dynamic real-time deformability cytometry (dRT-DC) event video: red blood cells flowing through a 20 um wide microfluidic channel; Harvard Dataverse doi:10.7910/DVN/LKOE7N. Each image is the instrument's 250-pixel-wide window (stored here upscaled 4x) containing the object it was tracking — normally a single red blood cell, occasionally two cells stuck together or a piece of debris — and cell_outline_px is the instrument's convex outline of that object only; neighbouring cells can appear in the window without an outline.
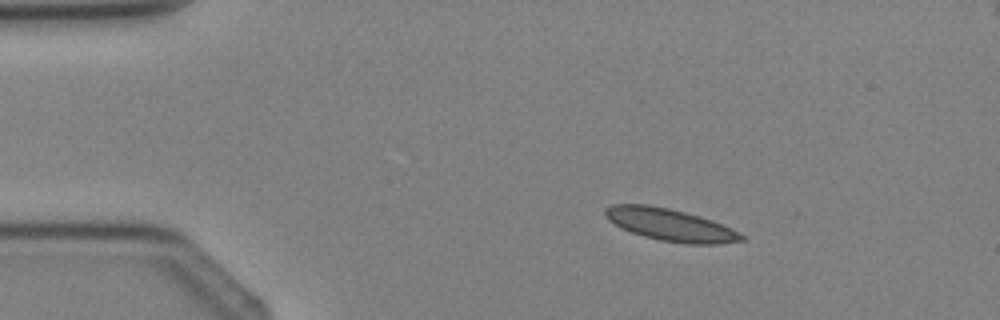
{"species": "Egyptian fruit bat (a non-hibernating species)", "species_latin": "Rousettus aegyptiacus", "temperature_condition": "cold", "stored_images_in_passage": 2, "camera_frame_rate_fps": 3000, "um_per_image_px": 0.085, "animal": {"sex": "female"}, "frame": {"image": 1, "passage_image": 1, "time_ms": 0.0, "image_size_px": [1000, 320], "cell_outline_px": [[748, 240], [716, 244], [688, 244], [660, 240], [644, 236], [620, 228], [608, 220], [604, 216], [604, 208], [612, 204], [648, 204], [668, 208], [684, 212], [712, 220], [732, 228], [744, 236]], "centroid_in_image_um": [56.95, 19.1], "position_along_channel_um": 28.0, "area_um2": 25.66}}